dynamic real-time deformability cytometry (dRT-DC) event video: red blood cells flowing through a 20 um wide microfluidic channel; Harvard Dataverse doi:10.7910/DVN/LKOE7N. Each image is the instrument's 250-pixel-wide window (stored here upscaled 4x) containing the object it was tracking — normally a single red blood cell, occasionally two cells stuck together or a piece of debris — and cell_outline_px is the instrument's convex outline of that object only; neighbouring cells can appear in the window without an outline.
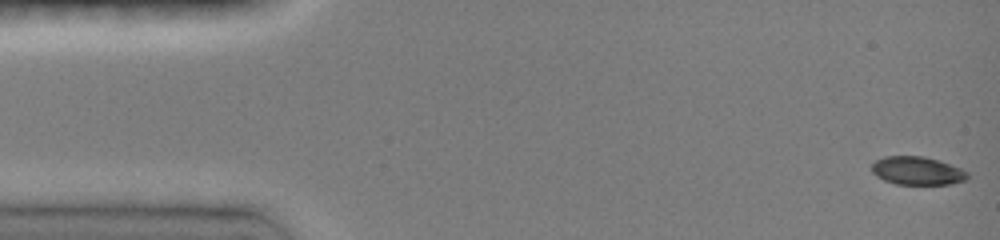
{"species": "common noctule bat (a hibernating species)", "species_latin": "Nyctalus noctula", "temperature_condition": "room temperature", "stored_images_in_passage": 18, "camera_frame_rate_fps": 3000, "um_per_image_px": 0.085, "animal": {"sex": "female", "body_mass_g": 19.0, "forearm_length_mm": 51.5}, "frame": {"image": 1, "passage_image": 1, "time_ms": 0.0, "image_size_px": [1000, 240], "cell_outline_px": [[968, 180], [952, 184], [896, 184], [884, 180], [876, 176], [872, 172], [872, 164], [876, 160], [884, 156], [924, 156], [960, 168], [968, 172]], "centroid_in_image_um": [77.96, 14.52], "position_along_channel_um": 7.0, "area_um2": 15.72}}
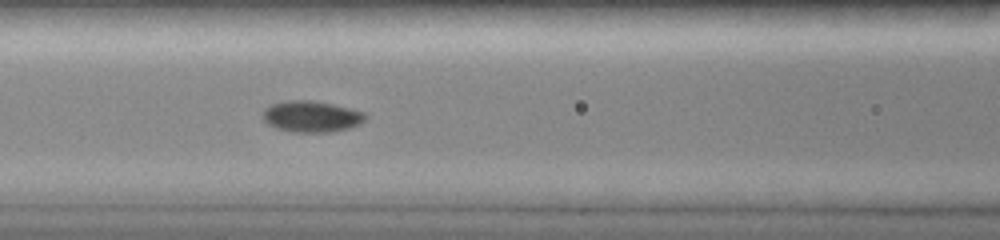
{"frame": {"image": 2, "passage_image": 13, "time_ms": 6.333, "image_size_px": [1000, 240], "cell_outline_px": [[368, 116], [360, 124], [352, 128], [332, 132], [292, 132], [276, 128], [268, 124], [264, 120], [264, 108], [272, 104], [284, 100], [312, 100], [332, 104], [364, 112]], "centroid_in_image_um": [26.49, 9.9], "position_along_channel_um": 140.1, "area_um2": 18.79}}
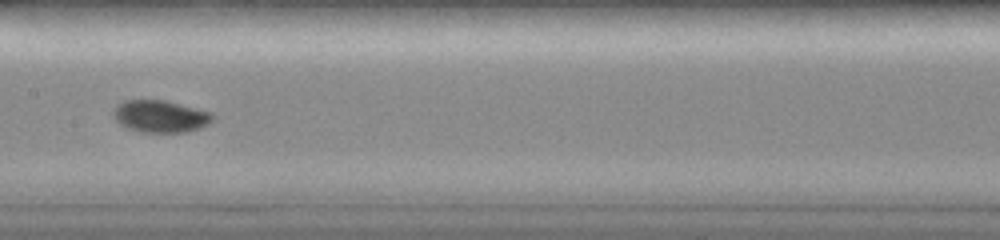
{"frame": {"image": 3, "passage_image": 16, "time_ms": 7.667, "image_size_px": [1000, 240], "cell_outline_px": [[212, 120], [208, 124], [200, 128], [188, 132], [144, 132], [128, 128], [120, 124], [112, 116], [112, 112], [116, 104], [120, 100], [168, 100], [212, 112]], "centroid_in_image_um": [13.61, 9.87], "position_along_channel_um": 193.8, "area_um2": 18.84}}